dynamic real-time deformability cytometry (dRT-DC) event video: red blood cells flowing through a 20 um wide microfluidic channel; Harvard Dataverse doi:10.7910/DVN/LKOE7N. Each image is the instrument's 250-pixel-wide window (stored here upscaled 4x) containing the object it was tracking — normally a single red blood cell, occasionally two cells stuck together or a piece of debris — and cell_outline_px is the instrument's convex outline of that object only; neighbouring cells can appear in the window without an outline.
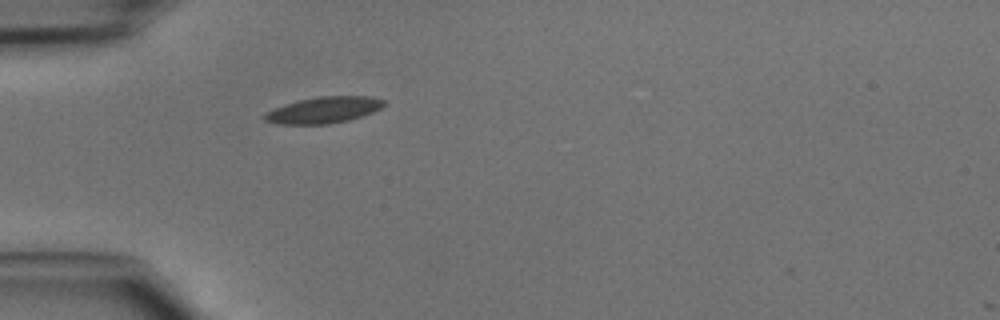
{"species": "common noctule bat (a hibernating species)", "species_latin": "Nyctalus noctula", "temperature_condition": "cold", "stored_images_in_passage": 11, "camera_frame_rate_fps": 3000, "um_per_image_px": 0.085, "animal": {"sex": "male", "body_mass_g": 15.6}, "frame": {"image": 1, "passage_image": 1, "time_ms": 0.0, "image_size_px": [1000, 320], "cell_outline_px": [[384, 104], [380, 108], [372, 112], [348, 120], [328, 124], [276, 124], [264, 120], [260, 116], [264, 112], [284, 104], [316, 96], [372, 96], [384, 100]], "centroid_in_image_um": [27.44, 9.35], "position_along_channel_um": 57.6, "area_um2": 18.38}}